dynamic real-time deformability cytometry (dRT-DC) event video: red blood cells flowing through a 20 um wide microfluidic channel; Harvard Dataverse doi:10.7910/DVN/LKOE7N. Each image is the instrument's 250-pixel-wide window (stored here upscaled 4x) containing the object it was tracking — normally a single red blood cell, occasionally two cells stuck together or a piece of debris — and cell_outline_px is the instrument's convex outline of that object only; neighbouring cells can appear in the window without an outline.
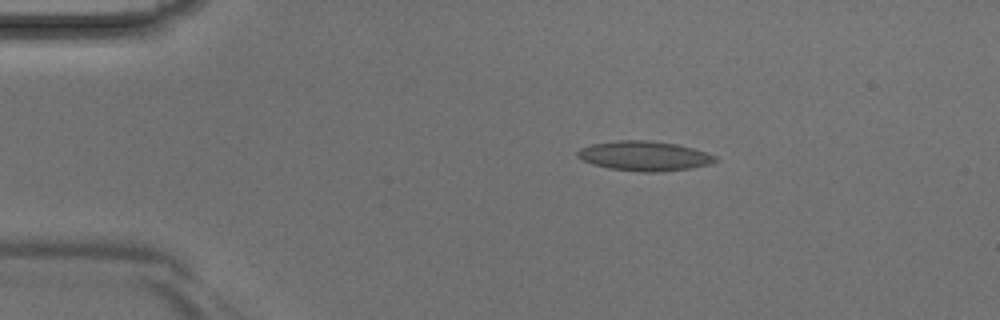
{"species": "Egyptian fruit bat (a non-hibernating species)", "species_latin": "Rousettus aegyptiacus", "temperature_condition": "room temperature", "stored_images_in_passage": 37, "camera_frame_rate_fps": 3000, "um_per_image_px": 0.085, "animal": {"sex": "male"}, "frame": {"image": 1, "passage_image": 2, "time_ms": 0.333, "image_size_px": [1000, 320], "cell_outline_px": [[716, 160], [708, 164], [692, 168], [660, 172], [640, 172], [608, 168], [592, 164], [576, 156], [576, 152], [580, 148], [592, 144], [616, 140], [648, 140], [676, 144], [692, 148], [716, 156]], "centroid_in_image_um": [54.72, 13.26], "position_along_channel_um": 30.3, "area_um2": 23.76}}
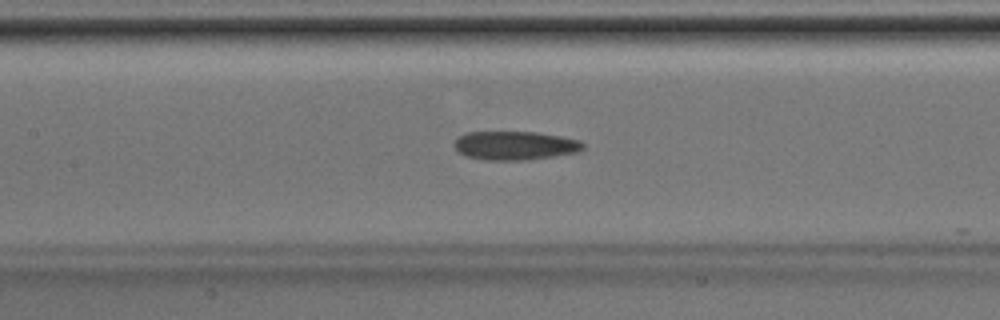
{"frame": {"image": 2, "passage_image": 14, "time_ms": 4.333, "image_size_px": [1000, 320], "cell_outline_px": [[584, 148], [576, 152], [528, 160], [484, 160], [468, 156], [460, 152], [456, 148], [456, 136], [468, 132], [536, 132], [560, 136], [580, 140], [584, 144]], "centroid_in_image_um": [43.78, 12.36], "position_along_channel_um": 163.6, "area_um2": 21.39}}
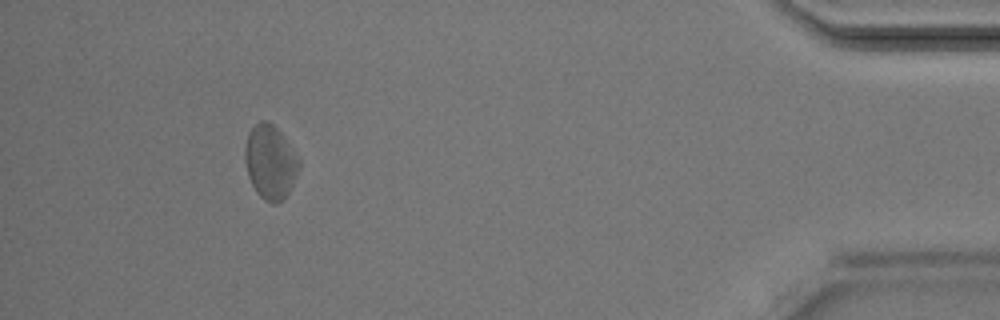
{"frame": {"image": 3, "passage_image": 34, "time_ms": 11.0, "image_size_px": [1000, 320], "cell_outline_px": [[300, 168], [288, 192], [276, 204], [272, 204], [264, 200], [256, 192], [248, 176], [244, 160], [244, 144], [248, 132], [260, 120], [268, 120], [284, 136], [300, 160]], "centroid_in_image_um": [22.95, 13.75], "position_along_channel_um": 412.3, "area_um2": 23.41}}